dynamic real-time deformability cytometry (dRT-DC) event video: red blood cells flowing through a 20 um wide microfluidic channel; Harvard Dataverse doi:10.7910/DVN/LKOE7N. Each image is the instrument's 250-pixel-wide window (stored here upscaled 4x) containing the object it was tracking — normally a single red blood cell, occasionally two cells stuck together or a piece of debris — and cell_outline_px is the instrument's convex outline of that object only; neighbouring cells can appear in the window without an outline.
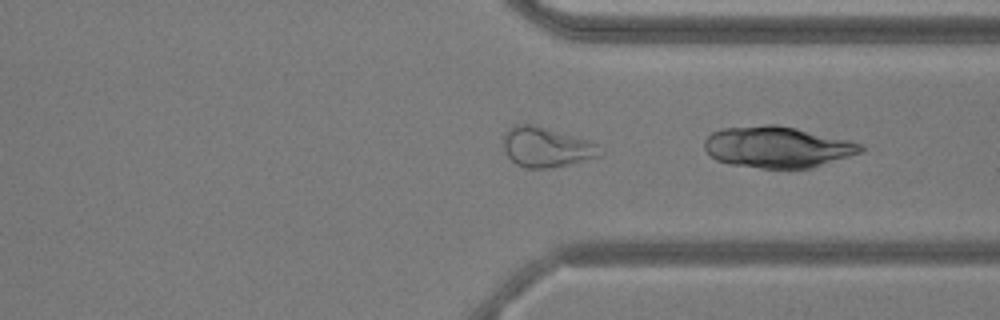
{"species": "common noctule bat (a hibernating species)", "species_latin": "Nyctalus noctula", "temperature_condition": "warm", "stored_images_in_passage": 25, "camera_frame_rate_fps": 3000, "um_per_image_px": 0.085, "animal": {"sex": "male", "body_mass_g": 20.5, "forearm_length_mm": 52.5}, "frame": {"image": 1, "passage_image": 25, "time_ms": 8.0, "image_size_px": [1000, 320], "cell_outline_px": [[864, 148], [860, 152], [804, 168], [764, 168], [720, 160], [712, 156], [708, 152], [704, 144], [708, 136], [716, 132], [728, 128], [792, 128], [856, 144]], "centroid_in_image_um": [66.01, 12.54], "position_along_channel_um": 345.4, "area_um2": 34.04}}